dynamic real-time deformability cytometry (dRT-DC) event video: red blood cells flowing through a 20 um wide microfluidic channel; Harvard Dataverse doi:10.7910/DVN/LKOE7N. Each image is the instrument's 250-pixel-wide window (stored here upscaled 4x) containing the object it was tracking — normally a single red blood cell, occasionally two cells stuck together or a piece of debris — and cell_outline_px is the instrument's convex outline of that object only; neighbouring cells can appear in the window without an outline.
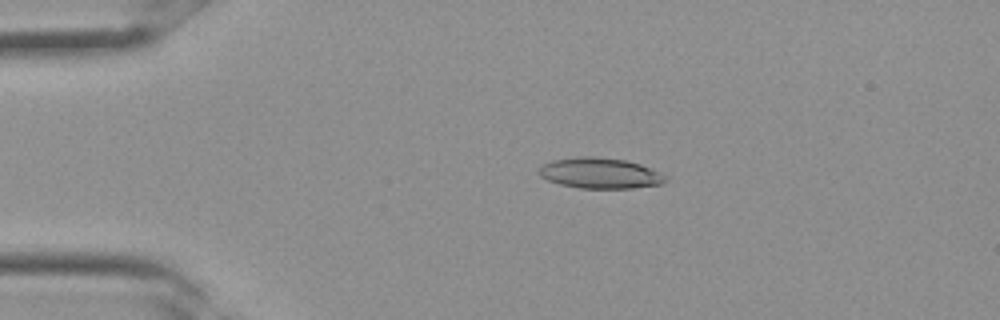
{"species": "Egyptian fruit bat (a non-hibernating species)", "species_latin": "Rousettus aegyptiacus", "temperature_condition": "room temperature", "stored_images_in_passage": 32, "camera_frame_rate_fps": 3000, "um_per_image_px": 0.085, "frame": {"image": 1, "passage_image": 6, "time_ms": 1.667, "image_size_px": [1000, 320], "cell_outline_px": [[668, 176], [660, 184], [632, 188], [580, 188], [560, 184], [548, 180], [540, 176], [536, 172], [544, 164], [552, 160], [576, 156], [596, 156], [624, 160], [640, 164]], "centroid_in_image_um": [50.96, 14.71], "position_along_channel_um": 34.0, "area_um2": 22.54}}
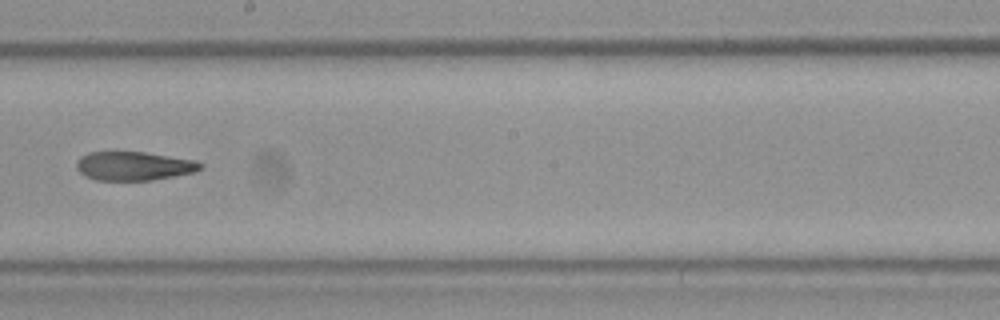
{"frame": {"image": 2, "passage_image": 18, "time_ms": 5.667, "image_size_px": [1000, 320], "cell_outline_px": [[204, 168], [196, 172], [152, 180], [96, 180], [84, 176], [76, 168], [76, 160], [80, 156], [88, 152], [144, 152], [196, 160], [204, 164]], "centroid_in_image_um": [11.39, 14.11], "position_along_channel_um": 236.8, "area_um2": 21.04}}
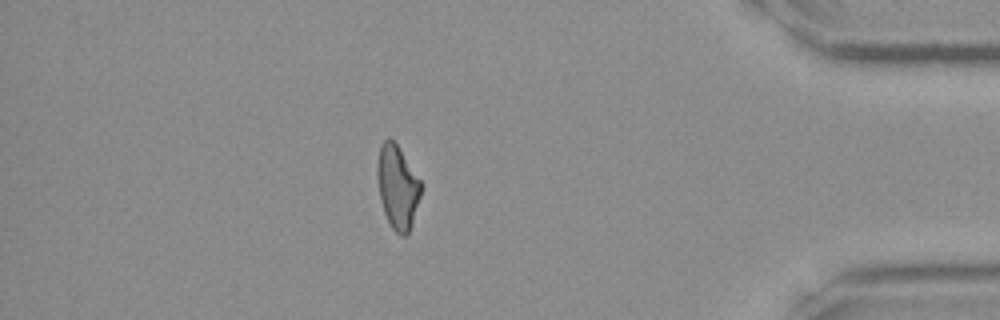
{"frame": {"image": 3, "passage_image": 28, "time_ms": 9.0, "image_size_px": [1000, 320], "cell_outline_px": [[420, 196], [412, 224], [408, 232], [404, 236], [400, 236], [392, 228], [384, 212], [380, 200], [376, 176], [376, 164], [380, 148], [384, 140], [388, 136], [396, 144], [420, 180]], "centroid_in_image_um": [33.75, 15.9], "position_along_channel_um": 401.4, "area_um2": 20.98}}